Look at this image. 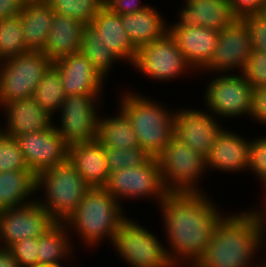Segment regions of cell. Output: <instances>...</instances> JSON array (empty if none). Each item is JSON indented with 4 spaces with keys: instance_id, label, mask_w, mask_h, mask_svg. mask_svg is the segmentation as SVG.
Masks as SVG:
<instances>
[{
    "instance_id": "cell-1",
    "label": "cell",
    "mask_w": 266,
    "mask_h": 267,
    "mask_svg": "<svg viewBox=\"0 0 266 267\" xmlns=\"http://www.w3.org/2000/svg\"><path fill=\"white\" fill-rule=\"evenodd\" d=\"M160 206L172 248L171 252L167 249L169 260L176 267L185 258L194 266L204 255L223 215L202 192L168 193Z\"/></svg>"
},
{
    "instance_id": "cell-2",
    "label": "cell",
    "mask_w": 266,
    "mask_h": 267,
    "mask_svg": "<svg viewBox=\"0 0 266 267\" xmlns=\"http://www.w3.org/2000/svg\"><path fill=\"white\" fill-rule=\"evenodd\" d=\"M264 226L261 213L251 209L221 217L204 255L194 267L251 266L250 262L264 239ZM256 267H266V263Z\"/></svg>"
},
{
    "instance_id": "cell-3",
    "label": "cell",
    "mask_w": 266,
    "mask_h": 267,
    "mask_svg": "<svg viewBox=\"0 0 266 267\" xmlns=\"http://www.w3.org/2000/svg\"><path fill=\"white\" fill-rule=\"evenodd\" d=\"M121 209L120 202L104 187L90 188L64 224L75 227L86 244H97L106 236L113 243L117 229L126 219Z\"/></svg>"
},
{
    "instance_id": "cell-4",
    "label": "cell",
    "mask_w": 266,
    "mask_h": 267,
    "mask_svg": "<svg viewBox=\"0 0 266 267\" xmlns=\"http://www.w3.org/2000/svg\"><path fill=\"white\" fill-rule=\"evenodd\" d=\"M120 109L130 119L139 147L157 158L174 138L175 112L154 103L142 95L125 93Z\"/></svg>"
},
{
    "instance_id": "cell-5",
    "label": "cell",
    "mask_w": 266,
    "mask_h": 267,
    "mask_svg": "<svg viewBox=\"0 0 266 267\" xmlns=\"http://www.w3.org/2000/svg\"><path fill=\"white\" fill-rule=\"evenodd\" d=\"M44 188L45 201H38L55 222L64 223L91 188L67 160L36 176V191Z\"/></svg>"
},
{
    "instance_id": "cell-6",
    "label": "cell",
    "mask_w": 266,
    "mask_h": 267,
    "mask_svg": "<svg viewBox=\"0 0 266 267\" xmlns=\"http://www.w3.org/2000/svg\"><path fill=\"white\" fill-rule=\"evenodd\" d=\"M52 64L42 51H29L0 61V105L33 97Z\"/></svg>"
},
{
    "instance_id": "cell-7",
    "label": "cell",
    "mask_w": 266,
    "mask_h": 267,
    "mask_svg": "<svg viewBox=\"0 0 266 267\" xmlns=\"http://www.w3.org/2000/svg\"><path fill=\"white\" fill-rule=\"evenodd\" d=\"M157 160L163 183L169 193L201 192L194 183L207 169L206 157L174 137Z\"/></svg>"
},
{
    "instance_id": "cell-8",
    "label": "cell",
    "mask_w": 266,
    "mask_h": 267,
    "mask_svg": "<svg viewBox=\"0 0 266 267\" xmlns=\"http://www.w3.org/2000/svg\"><path fill=\"white\" fill-rule=\"evenodd\" d=\"M112 244L133 267H175L162 243L128 218L120 224Z\"/></svg>"
},
{
    "instance_id": "cell-9",
    "label": "cell",
    "mask_w": 266,
    "mask_h": 267,
    "mask_svg": "<svg viewBox=\"0 0 266 267\" xmlns=\"http://www.w3.org/2000/svg\"><path fill=\"white\" fill-rule=\"evenodd\" d=\"M104 188L118 202L121 197L155 196L160 204L169 193L163 183L158 160L153 157L141 166L110 173Z\"/></svg>"
},
{
    "instance_id": "cell-10",
    "label": "cell",
    "mask_w": 266,
    "mask_h": 267,
    "mask_svg": "<svg viewBox=\"0 0 266 267\" xmlns=\"http://www.w3.org/2000/svg\"><path fill=\"white\" fill-rule=\"evenodd\" d=\"M98 95H69L61 108V127L56 131L70 147L97 140L98 114L95 103Z\"/></svg>"
},
{
    "instance_id": "cell-11",
    "label": "cell",
    "mask_w": 266,
    "mask_h": 267,
    "mask_svg": "<svg viewBox=\"0 0 266 267\" xmlns=\"http://www.w3.org/2000/svg\"><path fill=\"white\" fill-rule=\"evenodd\" d=\"M133 66L146 76L164 81L182 75L187 69L192 70L169 32L140 47Z\"/></svg>"
},
{
    "instance_id": "cell-12",
    "label": "cell",
    "mask_w": 266,
    "mask_h": 267,
    "mask_svg": "<svg viewBox=\"0 0 266 267\" xmlns=\"http://www.w3.org/2000/svg\"><path fill=\"white\" fill-rule=\"evenodd\" d=\"M252 86L244 75H222L211 79L205 90L208 108L219 117L249 114L252 109Z\"/></svg>"
},
{
    "instance_id": "cell-13",
    "label": "cell",
    "mask_w": 266,
    "mask_h": 267,
    "mask_svg": "<svg viewBox=\"0 0 266 267\" xmlns=\"http://www.w3.org/2000/svg\"><path fill=\"white\" fill-rule=\"evenodd\" d=\"M55 223L44 207L35 200L21 207L1 210V247L9 248L25 238H39Z\"/></svg>"
},
{
    "instance_id": "cell-14",
    "label": "cell",
    "mask_w": 266,
    "mask_h": 267,
    "mask_svg": "<svg viewBox=\"0 0 266 267\" xmlns=\"http://www.w3.org/2000/svg\"><path fill=\"white\" fill-rule=\"evenodd\" d=\"M16 139L35 176L68 160V146L53 124L45 131L19 135Z\"/></svg>"
},
{
    "instance_id": "cell-15",
    "label": "cell",
    "mask_w": 266,
    "mask_h": 267,
    "mask_svg": "<svg viewBox=\"0 0 266 267\" xmlns=\"http://www.w3.org/2000/svg\"><path fill=\"white\" fill-rule=\"evenodd\" d=\"M252 52L250 31L244 20L235 19L220 31L216 48L205 71L237 69L243 72Z\"/></svg>"
},
{
    "instance_id": "cell-16",
    "label": "cell",
    "mask_w": 266,
    "mask_h": 267,
    "mask_svg": "<svg viewBox=\"0 0 266 267\" xmlns=\"http://www.w3.org/2000/svg\"><path fill=\"white\" fill-rule=\"evenodd\" d=\"M207 112L178 110L175 112L174 137L207 157L222 127Z\"/></svg>"
},
{
    "instance_id": "cell-17",
    "label": "cell",
    "mask_w": 266,
    "mask_h": 267,
    "mask_svg": "<svg viewBox=\"0 0 266 267\" xmlns=\"http://www.w3.org/2000/svg\"><path fill=\"white\" fill-rule=\"evenodd\" d=\"M52 65L60 73L65 96L100 95L105 78L81 52L62 57Z\"/></svg>"
},
{
    "instance_id": "cell-18",
    "label": "cell",
    "mask_w": 266,
    "mask_h": 267,
    "mask_svg": "<svg viewBox=\"0 0 266 267\" xmlns=\"http://www.w3.org/2000/svg\"><path fill=\"white\" fill-rule=\"evenodd\" d=\"M178 49L192 69L203 70L210 62L216 48L220 32L201 26L169 28Z\"/></svg>"
},
{
    "instance_id": "cell-19",
    "label": "cell",
    "mask_w": 266,
    "mask_h": 267,
    "mask_svg": "<svg viewBox=\"0 0 266 267\" xmlns=\"http://www.w3.org/2000/svg\"><path fill=\"white\" fill-rule=\"evenodd\" d=\"M180 11V22L169 28L201 26L222 31L234 20L229 0H186Z\"/></svg>"
},
{
    "instance_id": "cell-20",
    "label": "cell",
    "mask_w": 266,
    "mask_h": 267,
    "mask_svg": "<svg viewBox=\"0 0 266 267\" xmlns=\"http://www.w3.org/2000/svg\"><path fill=\"white\" fill-rule=\"evenodd\" d=\"M7 116L3 134L16 138L19 135L47 130L52 117L42 109L33 97L7 102L3 105Z\"/></svg>"
},
{
    "instance_id": "cell-21",
    "label": "cell",
    "mask_w": 266,
    "mask_h": 267,
    "mask_svg": "<svg viewBox=\"0 0 266 267\" xmlns=\"http://www.w3.org/2000/svg\"><path fill=\"white\" fill-rule=\"evenodd\" d=\"M68 160L91 187H104L109 178L104 146L98 141L68 147Z\"/></svg>"
},
{
    "instance_id": "cell-22",
    "label": "cell",
    "mask_w": 266,
    "mask_h": 267,
    "mask_svg": "<svg viewBox=\"0 0 266 267\" xmlns=\"http://www.w3.org/2000/svg\"><path fill=\"white\" fill-rule=\"evenodd\" d=\"M250 142L241 136L222 129L206 157V167L223 171H239L248 168Z\"/></svg>"
},
{
    "instance_id": "cell-23",
    "label": "cell",
    "mask_w": 266,
    "mask_h": 267,
    "mask_svg": "<svg viewBox=\"0 0 266 267\" xmlns=\"http://www.w3.org/2000/svg\"><path fill=\"white\" fill-rule=\"evenodd\" d=\"M55 12L46 0H26L20 13L26 47L44 51Z\"/></svg>"
},
{
    "instance_id": "cell-24",
    "label": "cell",
    "mask_w": 266,
    "mask_h": 267,
    "mask_svg": "<svg viewBox=\"0 0 266 267\" xmlns=\"http://www.w3.org/2000/svg\"><path fill=\"white\" fill-rule=\"evenodd\" d=\"M84 26L78 19L55 13L43 53L52 62L79 53Z\"/></svg>"
},
{
    "instance_id": "cell-25",
    "label": "cell",
    "mask_w": 266,
    "mask_h": 267,
    "mask_svg": "<svg viewBox=\"0 0 266 267\" xmlns=\"http://www.w3.org/2000/svg\"><path fill=\"white\" fill-rule=\"evenodd\" d=\"M91 25L100 33L105 44L121 59L135 61L138 49L122 27L121 16L113 13L105 5L92 20Z\"/></svg>"
},
{
    "instance_id": "cell-26",
    "label": "cell",
    "mask_w": 266,
    "mask_h": 267,
    "mask_svg": "<svg viewBox=\"0 0 266 267\" xmlns=\"http://www.w3.org/2000/svg\"><path fill=\"white\" fill-rule=\"evenodd\" d=\"M121 23L137 49L169 32L165 20L151 6L141 12L121 15Z\"/></svg>"
},
{
    "instance_id": "cell-27",
    "label": "cell",
    "mask_w": 266,
    "mask_h": 267,
    "mask_svg": "<svg viewBox=\"0 0 266 267\" xmlns=\"http://www.w3.org/2000/svg\"><path fill=\"white\" fill-rule=\"evenodd\" d=\"M34 192L36 176L30 170L0 172V211L34 202L26 201Z\"/></svg>"
},
{
    "instance_id": "cell-28",
    "label": "cell",
    "mask_w": 266,
    "mask_h": 267,
    "mask_svg": "<svg viewBox=\"0 0 266 267\" xmlns=\"http://www.w3.org/2000/svg\"><path fill=\"white\" fill-rule=\"evenodd\" d=\"M97 140L104 147H139L137 135L127 115L120 109V115L110 118L98 117Z\"/></svg>"
},
{
    "instance_id": "cell-29",
    "label": "cell",
    "mask_w": 266,
    "mask_h": 267,
    "mask_svg": "<svg viewBox=\"0 0 266 267\" xmlns=\"http://www.w3.org/2000/svg\"><path fill=\"white\" fill-rule=\"evenodd\" d=\"M80 52L92 63V67L104 78L115 60L120 59L110 50L100 37V33L91 25L85 24Z\"/></svg>"
},
{
    "instance_id": "cell-30",
    "label": "cell",
    "mask_w": 266,
    "mask_h": 267,
    "mask_svg": "<svg viewBox=\"0 0 266 267\" xmlns=\"http://www.w3.org/2000/svg\"><path fill=\"white\" fill-rule=\"evenodd\" d=\"M66 228L64 223L56 222L38 238V263L62 265L61 260L71 251Z\"/></svg>"
},
{
    "instance_id": "cell-31",
    "label": "cell",
    "mask_w": 266,
    "mask_h": 267,
    "mask_svg": "<svg viewBox=\"0 0 266 267\" xmlns=\"http://www.w3.org/2000/svg\"><path fill=\"white\" fill-rule=\"evenodd\" d=\"M65 97L60 73L51 65L35 89L33 99L52 117L53 112L61 108Z\"/></svg>"
},
{
    "instance_id": "cell-32",
    "label": "cell",
    "mask_w": 266,
    "mask_h": 267,
    "mask_svg": "<svg viewBox=\"0 0 266 267\" xmlns=\"http://www.w3.org/2000/svg\"><path fill=\"white\" fill-rule=\"evenodd\" d=\"M29 51L20 16L0 20V61Z\"/></svg>"
},
{
    "instance_id": "cell-33",
    "label": "cell",
    "mask_w": 266,
    "mask_h": 267,
    "mask_svg": "<svg viewBox=\"0 0 266 267\" xmlns=\"http://www.w3.org/2000/svg\"><path fill=\"white\" fill-rule=\"evenodd\" d=\"M56 14L72 17L84 24L92 20L104 6L101 0H46Z\"/></svg>"
},
{
    "instance_id": "cell-34",
    "label": "cell",
    "mask_w": 266,
    "mask_h": 267,
    "mask_svg": "<svg viewBox=\"0 0 266 267\" xmlns=\"http://www.w3.org/2000/svg\"><path fill=\"white\" fill-rule=\"evenodd\" d=\"M107 167L110 173L145 164L151 156L140 147L133 148H111L104 147Z\"/></svg>"
},
{
    "instance_id": "cell-35",
    "label": "cell",
    "mask_w": 266,
    "mask_h": 267,
    "mask_svg": "<svg viewBox=\"0 0 266 267\" xmlns=\"http://www.w3.org/2000/svg\"><path fill=\"white\" fill-rule=\"evenodd\" d=\"M29 170L16 138L0 135V172Z\"/></svg>"
},
{
    "instance_id": "cell-36",
    "label": "cell",
    "mask_w": 266,
    "mask_h": 267,
    "mask_svg": "<svg viewBox=\"0 0 266 267\" xmlns=\"http://www.w3.org/2000/svg\"><path fill=\"white\" fill-rule=\"evenodd\" d=\"M242 74L253 89L266 87V52L252 50Z\"/></svg>"
},
{
    "instance_id": "cell-37",
    "label": "cell",
    "mask_w": 266,
    "mask_h": 267,
    "mask_svg": "<svg viewBox=\"0 0 266 267\" xmlns=\"http://www.w3.org/2000/svg\"><path fill=\"white\" fill-rule=\"evenodd\" d=\"M8 249L20 267H31L38 263V238H25Z\"/></svg>"
},
{
    "instance_id": "cell-38",
    "label": "cell",
    "mask_w": 266,
    "mask_h": 267,
    "mask_svg": "<svg viewBox=\"0 0 266 267\" xmlns=\"http://www.w3.org/2000/svg\"><path fill=\"white\" fill-rule=\"evenodd\" d=\"M248 169H252L263 182L266 181V137L250 142Z\"/></svg>"
},
{
    "instance_id": "cell-39",
    "label": "cell",
    "mask_w": 266,
    "mask_h": 267,
    "mask_svg": "<svg viewBox=\"0 0 266 267\" xmlns=\"http://www.w3.org/2000/svg\"><path fill=\"white\" fill-rule=\"evenodd\" d=\"M243 20L250 31L252 50L266 52V16L253 15Z\"/></svg>"
},
{
    "instance_id": "cell-40",
    "label": "cell",
    "mask_w": 266,
    "mask_h": 267,
    "mask_svg": "<svg viewBox=\"0 0 266 267\" xmlns=\"http://www.w3.org/2000/svg\"><path fill=\"white\" fill-rule=\"evenodd\" d=\"M230 9L235 19L261 15L266 7V0H229Z\"/></svg>"
},
{
    "instance_id": "cell-41",
    "label": "cell",
    "mask_w": 266,
    "mask_h": 267,
    "mask_svg": "<svg viewBox=\"0 0 266 267\" xmlns=\"http://www.w3.org/2000/svg\"><path fill=\"white\" fill-rule=\"evenodd\" d=\"M250 117L259 122L266 123V87L253 90Z\"/></svg>"
},
{
    "instance_id": "cell-42",
    "label": "cell",
    "mask_w": 266,
    "mask_h": 267,
    "mask_svg": "<svg viewBox=\"0 0 266 267\" xmlns=\"http://www.w3.org/2000/svg\"><path fill=\"white\" fill-rule=\"evenodd\" d=\"M140 0H108L104 5L118 15L131 14L144 11L150 6L139 5Z\"/></svg>"
},
{
    "instance_id": "cell-43",
    "label": "cell",
    "mask_w": 266,
    "mask_h": 267,
    "mask_svg": "<svg viewBox=\"0 0 266 267\" xmlns=\"http://www.w3.org/2000/svg\"><path fill=\"white\" fill-rule=\"evenodd\" d=\"M26 0H0V20L20 15Z\"/></svg>"
},
{
    "instance_id": "cell-44",
    "label": "cell",
    "mask_w": 266,
    "mask_h": 267,
    "mask_svg": "<svg viewBox=\"0 0 266 267\" xmlns=\"http://www.w3.org/2000/svg\"><path fill=\"white\" fill-rule=\"evenodd\" d=\"M0 267H20L8 248H0Z\"/></svg>"
},
{
    "instance_id": "cell-45",
    "label": "cell",
    "mask_w": 266,
    "mask_h": 267,
    "mask_svg": "<svg viewBox=\"0 0 266 267\" xmlns=\"http://www.w3.org/2000/svg\"><path fill=\"white\" fill-rule=\"evenodd\" d=\"M31 267H63V266L62 265H55V264H40V263H37L36 265L31 266Z\"/></svg>"
},
{
    "instance_id": "cell-46",
    "label": "cell",
    "mask_w": 266,
    "mask_h": 267,
    "mask_svg": "<svg viewBox=\"0 0 266 267\" xmlns=\"http://www.w3.org/2000/svg\"><path fill=\"white\" fill-rule=\"evenodd\" d=\"M266 211V210H265ZM266 212L265 213H263V214H261V216H262V219H263V223H264V225H266Z\"/></svg>"
},
{
    "instance_id": "cell-47",
    "label": "cell",
    "mask_w": 266,
    "mask_h": 267,
    "mask_svg": "<svg viewBox=\"0 0 266 267\" xmlns=\"http://www.w3.org/2000/svg\"><path fill=\"white\" fill-rule=\"evenodd\" d=\"M104 4L108 1V0H101Z\"/></svg>"
},
{
    "instance_id": "cell-48",
    "label": "cell",
    "mask_w": 266,
    "mask_h": 267,
    "mask_svg": "<svg viewBox=\"0 0 266 267\" xmlns=\"http://www.w3.org/2000/svg\"><path fill=\"white\" fill-rule=\"evenodd\" d=\"M265 16H266V7H265V9H264V13H263Z\"/></svg>"
}]
</instances>
